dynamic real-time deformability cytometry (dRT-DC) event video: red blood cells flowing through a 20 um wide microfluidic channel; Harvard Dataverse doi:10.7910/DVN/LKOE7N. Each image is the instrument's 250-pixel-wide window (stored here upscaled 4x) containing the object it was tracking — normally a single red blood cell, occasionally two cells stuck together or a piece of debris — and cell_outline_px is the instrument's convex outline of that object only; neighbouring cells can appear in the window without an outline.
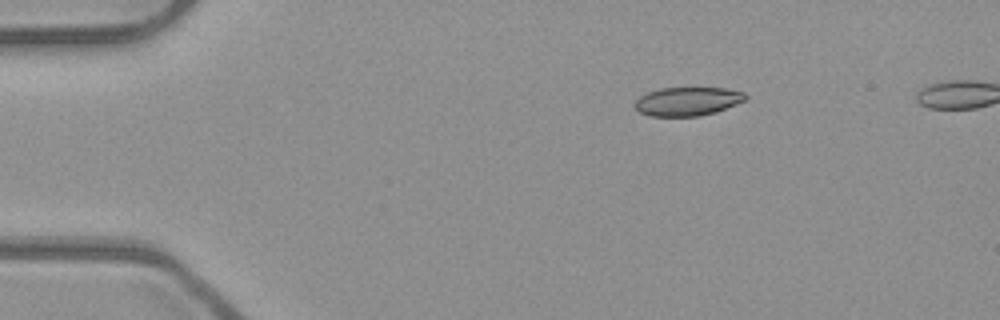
{"species": "common noctule bat (a hibernating species)", "species_latin": "Nyctalus noctula", "temperature_condition": "room temperature", "stored_images_in_passage": 42, "camera_frame_rate_fps": 3000, "um_per_image_px": 0.085, "animal": {"sex": "male", "body_mass_g": 23.1, "forearm_length_mm": 52.7}, "frame": {"image": 1, "passage_image": 1, "time_ms": 0.0, "image_size_px": [1000, 320], "cell_outline_px": [[748, 96], [744, 100], [736, 104], [716, 112], [700, 116], [652, 116], [640, 112], [632, 104], [640, 96], [648, 92], [660, 88], [724, 88], [744, 92]], "centroid_in_image_um": [58.43, 8.61], "position_along_channel_um": 26.6, "area_um2": 18.44}}
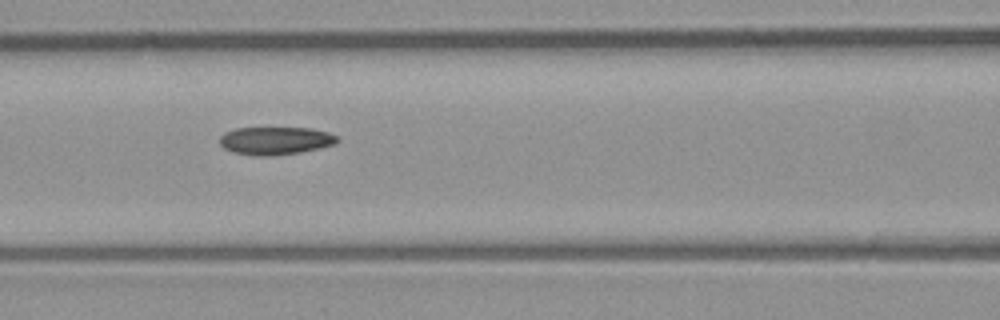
{"frame": {"image": 2, "passage_image": 15, "time_ms": 4.667, "image_size_px": [1000, 320], "cell_outline_px": [[340, 140], [336, 144], [320, 148], [300, 152], [272, 156], [256, 156], [232, 152], [224, 148], [220, 144], [220, 136], [224, 132], [236, 128], [312, 128], [328, 132], [336, 136]], "centroid_in_image_um": [23.41, 11.96], "position_along_channel_um": 143.2, "area_um2": 19.25}}
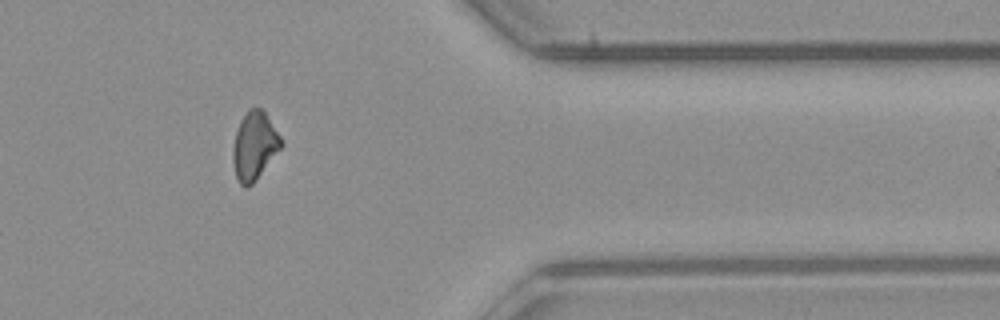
{"frame": {"image": 3, "passage_image": 35, "time_ms": 11.333, "image_size_px": [1000, 320], "cell_outline_px": [[284, 144], [256, 180], [248, 188], [244, 188], [240, 184], [236, 176], [232, 160], [232, 148], [236, 132], [240, 120], [248, 108], [264, 108], [280, 136]], "centroid_in_image_um": [21.62, 12.38], "position_along_channel_um": 389.8, "area_um2": 19.36}}